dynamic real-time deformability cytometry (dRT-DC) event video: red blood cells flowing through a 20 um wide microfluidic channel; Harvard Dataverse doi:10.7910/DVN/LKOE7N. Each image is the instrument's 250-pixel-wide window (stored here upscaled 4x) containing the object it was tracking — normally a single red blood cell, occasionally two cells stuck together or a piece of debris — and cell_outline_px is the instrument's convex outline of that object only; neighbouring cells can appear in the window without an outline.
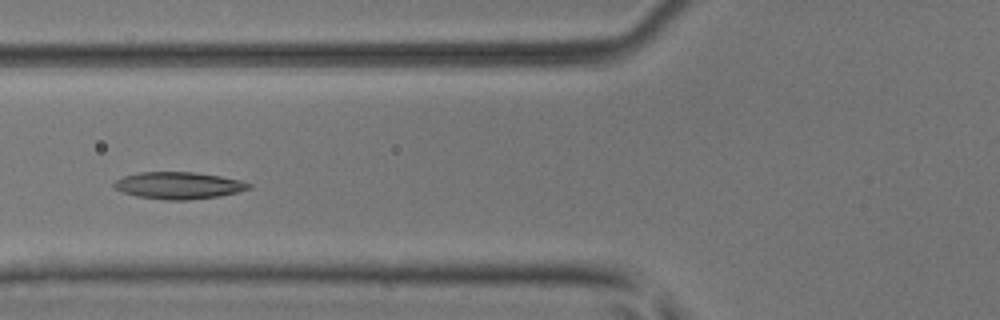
{"species": "common noctule bat (a hibernating species)", "species_latin": "Nyctalus noctula", "temperature_condition": "room temperature", "stored_images_in_passage": 6, "camera_frame_rate_fps": 3000, "um_per_image_px": 0.085, "animal": {"sex": "male", "body_mass_g": 17.9, "forearm_length_mm": 54.2}, "frame": {"image": 1, "passage_image": 5, "time_ms": 1.333, "image_size_px": [1000, 320], "cell_outline_px": [[252, 188], [220, 196], [188, 200], [168, 200], [136, 196], [112, 188], [112, 184], [116, 180], [124, 176], [140, 172], [192, 172], [220, 176], [240, 180], [252, 184]], "centroid_in_image_um": [15.17, 15.76], "position_along_channel_um": 110.6, "area_um2": 21.15}}
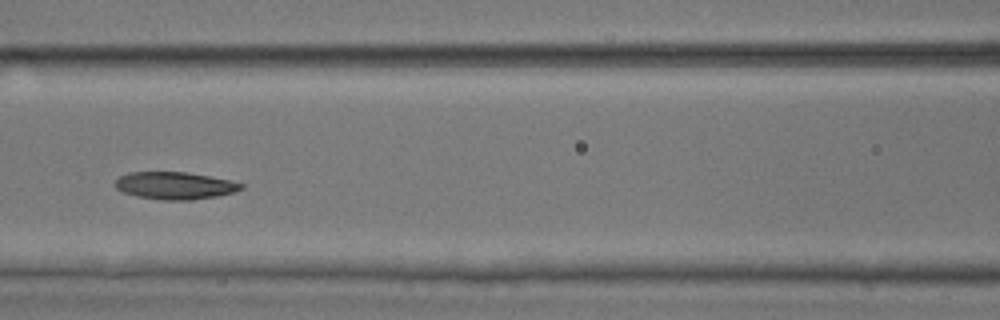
{"frame": {"image": 2, "passage_image": 6, "time_ms": 1.667, "image_size_px": [1000, 320], "cell_outline_px": [[244, 188], [236, 192], [216, 196], [192, 200], [164, 200], [136, 196], [124, 192], [116, 188], [116, 180], [120, 176], [128, 172], [184, 172], [208, 176], [228, 180], [244, 184]], "centroid_in_image_um": [14.88, 15.78], "position_along_channel_um": 151.7, "area_um2": 19.94}}